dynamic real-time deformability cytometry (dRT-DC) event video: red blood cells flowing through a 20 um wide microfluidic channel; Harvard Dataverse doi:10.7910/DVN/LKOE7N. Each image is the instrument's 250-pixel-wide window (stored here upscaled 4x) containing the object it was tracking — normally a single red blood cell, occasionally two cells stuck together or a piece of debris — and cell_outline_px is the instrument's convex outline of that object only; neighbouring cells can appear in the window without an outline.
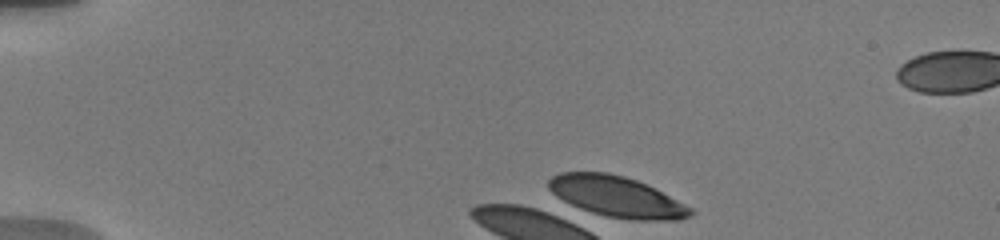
{"species": "human", "species_latin": "Homo sapiens", "temperature_condition": "warm", "stored_images_in_passage": 1, "camera_frame_rate_fps": 3000, "um_per_image_px": 0.085, "donor": {"sex": "male"}, "frame": {"image": 1, "passage_image": 1, "time_ms": 0.0, "image_size_px": [1000, 240], "cell_outline_px": [[696, 212], [692, 216], [680, 220], [628, 220], [580, 212], [556, 196], [548, 188], [548, 180], [552, 176], [560, 172], [608, 172], [624, 176], [636, 180], [656, 188], [692, 208]], "centroid_in_image_um": [52.4, 16.74], "position_along_channel_um": 32.6, "area_um2": 34.56}}